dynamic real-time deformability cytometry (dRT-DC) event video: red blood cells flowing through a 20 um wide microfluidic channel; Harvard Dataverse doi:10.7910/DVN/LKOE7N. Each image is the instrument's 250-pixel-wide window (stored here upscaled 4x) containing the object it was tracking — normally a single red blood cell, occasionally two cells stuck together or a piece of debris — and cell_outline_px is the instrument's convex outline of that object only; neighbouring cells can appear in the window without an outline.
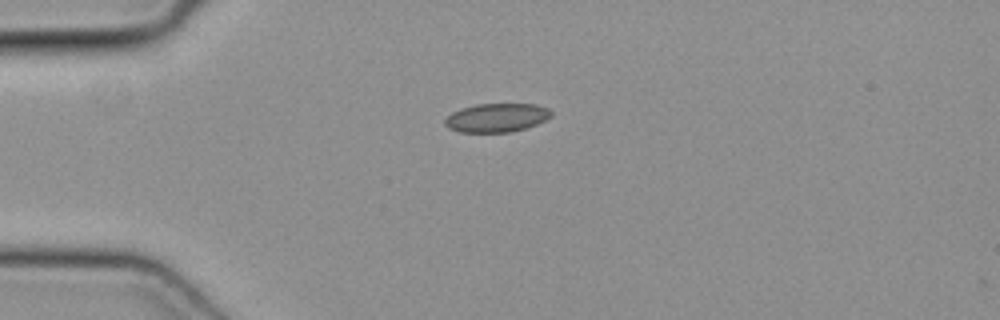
{"species": "common noctule bat (a hibernating species)", "species_latin": "Nyctalus noctula", "temperature_condition": "cold", "stored_images_in_passage": 3, "camera_frame_rate_fps": 3000, "um_per_image_px": 0.085, "animal": {"sex": "female", "body_mass_g": 19.3, "forearm_length_mm": 54.1}, "frame": {"image": 1, "passage_image": 1, "time_ms": 0.0, "image_size_px": [1000, 320], "cell_outline_px": [[552, 116], [536, 124], [524, 128], [508, 132], [460, 132], [448, 128], [444, 124], [444, 120], [452, 112], [460, 108], [476, 104], [536, 104], [548, 108], [552, 112]], "centroid_in_image_um": [42.19, 10.0], "position_along_channel_um": 42.8, "area_um2": 17.74}}